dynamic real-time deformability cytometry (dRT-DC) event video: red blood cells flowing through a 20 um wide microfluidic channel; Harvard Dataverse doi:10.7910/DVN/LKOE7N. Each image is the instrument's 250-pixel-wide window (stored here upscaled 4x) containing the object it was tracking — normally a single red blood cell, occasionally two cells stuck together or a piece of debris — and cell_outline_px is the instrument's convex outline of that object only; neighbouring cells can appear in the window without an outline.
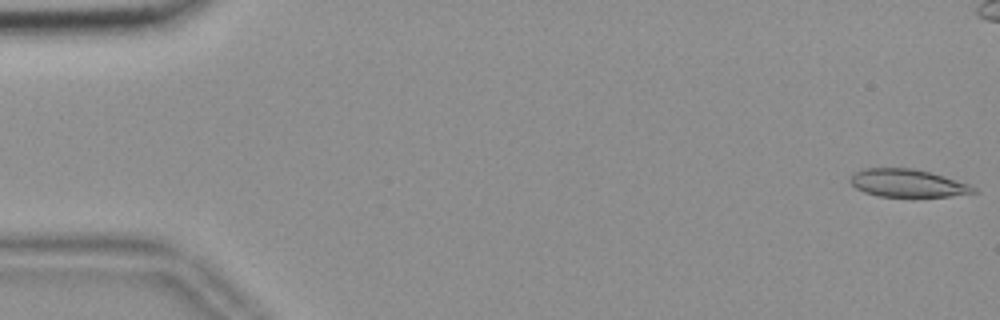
{"species": "common noctule bat (a hibernating species)", "species_latin": "Nyctalus noctula", "temperature_condition": "room temperature", "stored_images_in_passage": 56, "camera_frame_rate_fps": 3000, "um_per_image_px": 0.085, "animal": {"sex": "female", "body_mass_g": 18.4}, "frame": {"image": 1, "passage_image": 1, "time_ms": 0.0, "image_size_px": [1000, 320], "cell_outline_px": [[976, 192], [948, 196], [880, 196], [864, 192], [856, 188], [848, 180], [860, 168], [912, 168], [928, 172], [968, 184], [976, 188]], "centroid_in_image_um": [77.08, 15.56], "position_along_channel_um": 7.9, "area_um2": 19.54}}
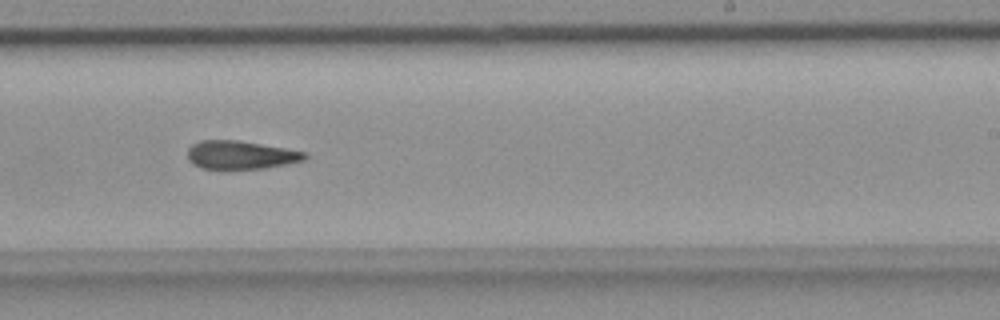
{"frame": {"image": 2, "passage_image": 34, "time_ms": 11.0, "image_size_px": [1000, 320], "cell_outline_px": [[308, 156], [304, 160], [264, 168], [200, 168], [192, 164], [188, 160], [188, 148], [192, 144], [200, 140], [236, 140], [308, 152]], "centroid_in_image_um": [20.43, 13.16], "position_along_channel_um": 268.6, "area_um2": 19.13}}
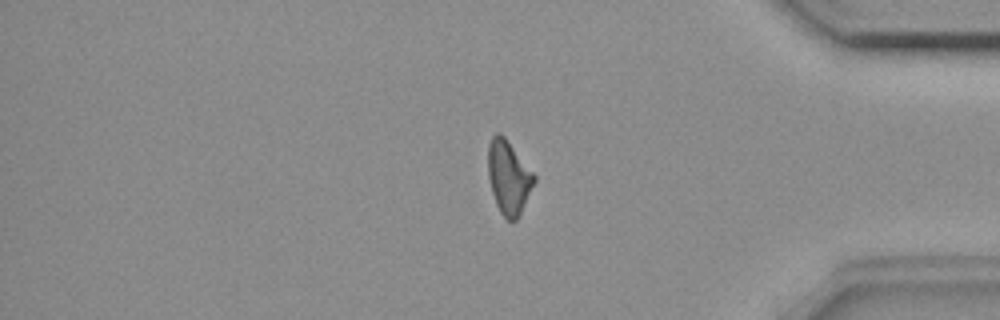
{"frame": {"image": 3, "passage_image": 46, "time_ms": 15.0, "image_size_px": [1000, 320], "cell_outline_px": [[536, 180], [516, 220], [508, 220], [500, 212], [496, 204], [492, 192], [488, 176], [488, 144], [492, 136], [496, 132], [500, 132], [504, 136], [536, 176]], "centroid_in_image_um": [43.21, 15.04], "position_along_channel_um": 392.0, "area_um2": 19.48}}